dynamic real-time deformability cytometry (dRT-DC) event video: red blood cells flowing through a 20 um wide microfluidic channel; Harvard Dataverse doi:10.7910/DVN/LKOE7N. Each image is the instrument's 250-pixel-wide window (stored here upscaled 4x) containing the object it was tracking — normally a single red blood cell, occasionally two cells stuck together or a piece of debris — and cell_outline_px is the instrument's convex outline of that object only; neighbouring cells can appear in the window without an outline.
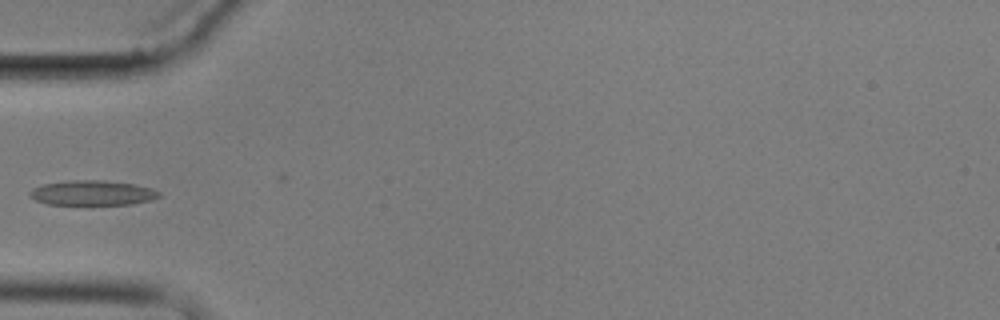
{"species": "common noctule bat (a hibernating species)", "species_latin": "Nyctalus noctula", "temperature_condition": "cold", "stored_images_in_passage": 10, "camera_frame_rate_fps": 3000, "um_per_image_px": 0.085, "animal": {"sex": "male", "body_mass_g": 17.9}, "frame": {"image": 1, "passage_image": 6, "time_ms": 6.0, "image_size_px": [1000, 320], "cell_outline_px": [[160, 196], [148, 200], [132, 204], [88, 208], [48, 204], [36, 200], [28, 196], [28, 192], [32, 188], [44, 184], [68, 180], [100, 180], [132, 184], [152, 188], [160, 192]], "centroid_in_image_um": [7.79, 16.45], "position_along_channel_um": 77.2, "area_um2": 19.77}}
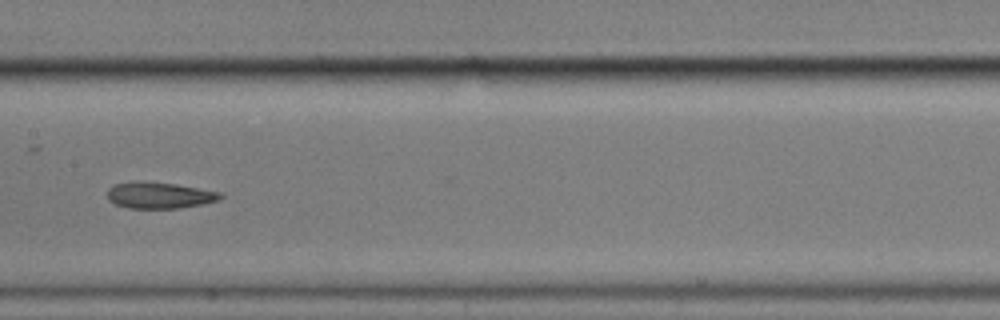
{"frame": {"image": 2, "passage_image": 9, "time_ms": 9.333, "image_size_px": [1000, 320], "cell_outline_px": [[224, 196], [220, 200], [180, 208], [128, 208], [116, 204], [108, 200], [108, 188], [116, 184], [132, 180], [176, 184], [220, 192]], "centroid_in_image_um": [13.53, 16.59], "position_along_channel_um": 193.9, "area_um2": 17.34}}
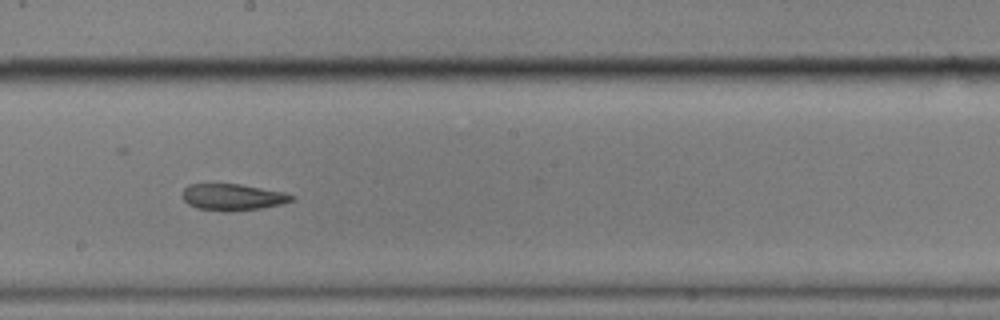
{"frame": {"image": 3, "passage_image": 10, "time_ms": 10.333, "image_size_px": [1000, 320], "cell_outline_px": [[296, 196], [292, 200], [284, 204], [260, 208], [228, 212], [224, 212], [196, 208], [188, 204], [184, 200], [184, 188], [188, 184], [240, 184], [284, 192]], "centroid_in_image_um": [19.8, 16.76], "position_along_channel_um": 228.4, "area_um2": 16.94}}